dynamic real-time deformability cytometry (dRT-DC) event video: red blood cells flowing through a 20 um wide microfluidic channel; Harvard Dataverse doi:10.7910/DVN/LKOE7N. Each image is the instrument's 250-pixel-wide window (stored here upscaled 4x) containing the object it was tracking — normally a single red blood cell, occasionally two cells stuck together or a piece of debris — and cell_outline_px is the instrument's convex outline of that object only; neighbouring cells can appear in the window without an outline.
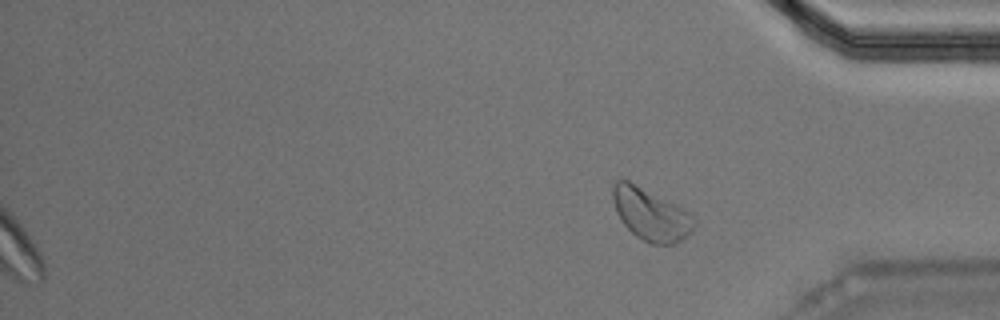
{"species": "Egyptian fruit bat (a non-hibernating species)", "species_latin": "Rousettus aegyptiacus", "temperature_condition": "warm", "stored_images_in_passage": 35, "segment_of_instrument_passage": [2, 2], "camera_frame_rate_fps": 3000, "um_per_image_px": 0.085, "animal": {"sex": "male"}, "frame": {"image": 1, "passage_image": 35, "time_ms": 11.333, "image_size_px": [1000, 320], "cell_outline_px": [[696, 224], [692, 232], [680, 240], [672, 244], [652, 244], [636, 236], [620, 220], [616, 212], [612, 200], [612, 184], [616, 180], [628, 180], [676, 204]], "centroid_in_image_um": [55.24, 18.21], "position_along_channel_um": 380.0, "area_um2": 24.22}}